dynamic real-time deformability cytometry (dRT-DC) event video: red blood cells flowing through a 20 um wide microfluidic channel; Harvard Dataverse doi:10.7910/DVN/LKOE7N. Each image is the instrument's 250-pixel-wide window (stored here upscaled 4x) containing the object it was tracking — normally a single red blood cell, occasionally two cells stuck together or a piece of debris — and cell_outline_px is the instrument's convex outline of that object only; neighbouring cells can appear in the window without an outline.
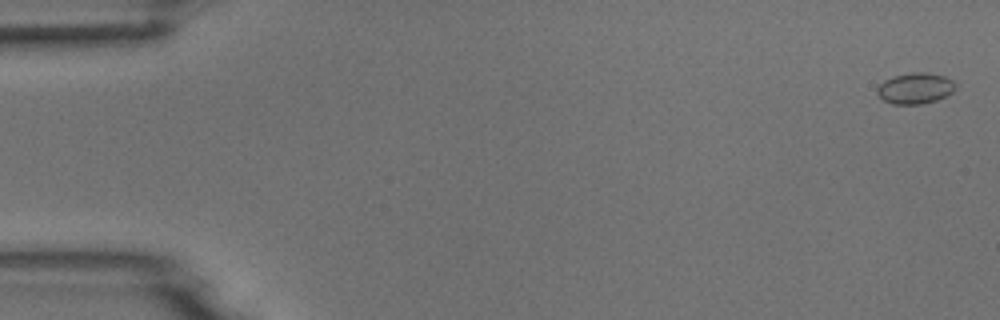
{"species": "common noctule bat (a hibernating species)", "species_latin": "Nyctalus noctula", "temperature_condition": "room temperature", "stored_images_in_passage": 55, "camera_frame_rate_fps": 3000, "um_per_image_px": 0.085, "animal": {"sex": "male", "body_mass_g": 18.8}, "frame": {"image": 1, "passage_image": 2, "time_ms": 0.333, "image_size_px": [1000, 320], "cell_outline_px": [[956, 88], [952, 92], [936, 100], [920, 104], [892, 104], [884, 100], [876, 92], [876, 88], [884, 80], [892, 76], [908, 72], [928, 72], [944, 76], [952, 80], [956, 84]], "centroid_in_image_um": [77.78, 7.48], "position_along_channel_um": 7.2, "area_um2": 14.22}}
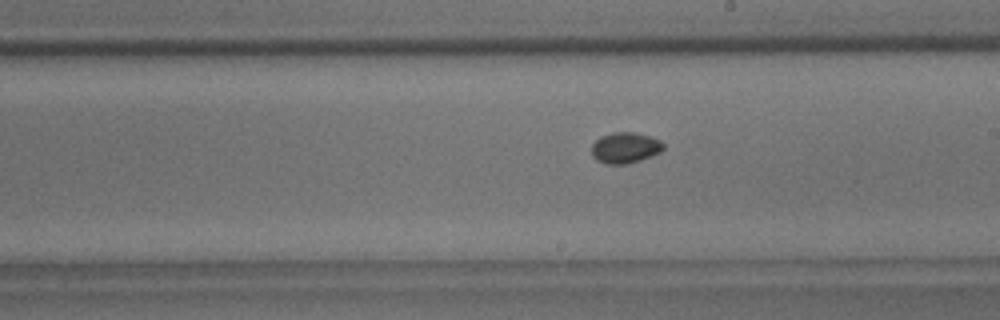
{"frame": {"image": 2, "passage_image": 31, "time_ms": 10.0, "image_size_px": [1000, 320], "cell_outline_px": [[664, 148], [660, 152], [652, 156], [628, 164], [604, 164], [596, 160], [592, 156], [592, 144], [600, 136], [612, 132], [632, 132], [652, 136], [660, 140], [664, 144]], "centroid_in_image_um": [53.14, 12.56], "position_along_channel_um": 235.9, "area_um2": 13.12}}
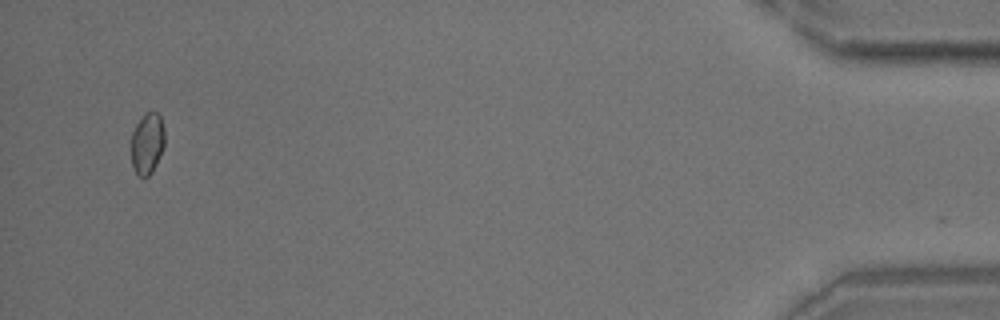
{"frame": {"image": 3, "passage_image": 52, "time_ms": 17.0, "image_size_px": [1000, 320], "cell_outline_px": [[164, 148], [152, 172], [144, 180], [136, 172], [132, 164], [132, 132], [136, 124], [144, 112], [156, 112], [160, 116], [164, 128]], "centroid_in_image_um": [12.53, 12.19], "position_along_channel_um": 422.7, "area_um2": 12.02}}